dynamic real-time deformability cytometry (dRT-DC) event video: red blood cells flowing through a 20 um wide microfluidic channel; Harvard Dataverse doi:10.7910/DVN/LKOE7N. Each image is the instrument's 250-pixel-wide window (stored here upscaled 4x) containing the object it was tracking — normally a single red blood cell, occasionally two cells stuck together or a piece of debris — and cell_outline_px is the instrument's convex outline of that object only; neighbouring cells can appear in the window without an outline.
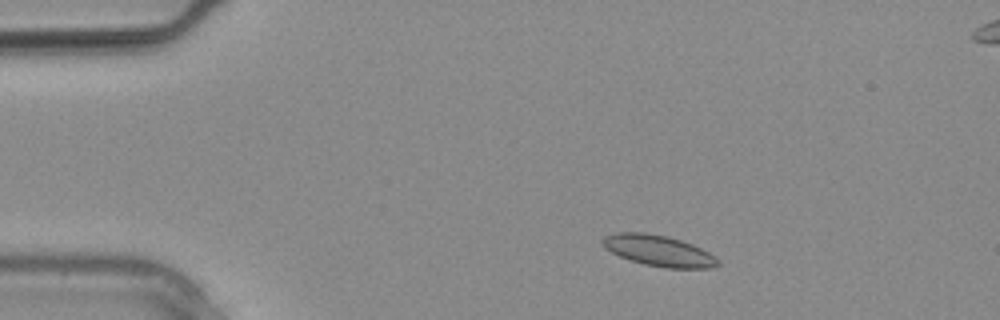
{"species": "common noctule bat (a hibernating species)", "species_latin": "Nyctalus noctula", "temperature_condition": "warm", "stored_images_in_passage": 13, "camera_frame_rate_fps": 3000, "um_per_image_px": 0.085, "animal": {"sex": "male", "body_mass_g": 20.4}, "frame": {"image": 1, "passage_image": 4, "time_ms": 1.0, "image_size_px": [1000, 320], "cell_outline_px": [[720, 264], [712, 268], [664, 268], [644, 264], [620, 256], [604, 248], [600, 240], [604, 236], [616, 232], [644, 232], [668, 236], [692, 244], [716, 256], [720, 260]], "centroid_in_image_um": [55.98, 21.3], "position_along_channel_um": 29.0, "area_um2": 20.92}}